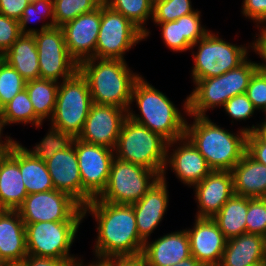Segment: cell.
I'll list each match as a JSON object with an SVG mask.
<instances>
[{
    "mask_svg": "<svg viewBox=\"0 0 266 266\" xmlns=\"http://www.w3.org/2000/svg\"><path fill=\"white\" fill-rule=\"evenodd\" d=\"M258 68V62L247 58L237 68L224 73L226 102L236 95L246 93L249 81Z\"/></svg>",
    "mask_w": 266,
    "mask_h": 266,
    "instance_id": "obj_36",
    "label": "cell"
},
{
    "mask_svg": "<svg viewBox=\"0 0 266 266\" xmlns=\"http://www.w3.org/2000/svg\"><path fill=\"white\" fill-rule=\"evenodd\" d=\"M166 179V175H161L139 201L131 204L136 216L137 231L144 243L151 239V234L167 212L169 191Z\"/></svg>",
    "mask_w": 266,
    "mask_h": 266,
    "instance_id": "obj_17",
    "label": "cell"
},
{
    "mask_svg": "<svg viewBox=\"0 0 266 266\" xmlns=\"http://www.w3.org/2000/svg\"><path fill=\"white\" fill-rule=\"evenodd\" d=\"M74 147L82 180V207L99 197L105 190L113 159L114 150L74 139Z\"/></svg>",
    "mask_w": 266,
    "mask_h": 266,
    "instance_id": "obj_11",
    "label": "cell"
},
{
    "mask_svg": "<svg viewBox=\"0 0 266 266\" xmlns=\"http://www.w3.org/2000/svg\"><path fill=\"white\" fill-rule=\"evenodd\" d=\"M201 11L184 15L175 21L154 23L161 29V38L166 47L173 52H186L190 50L198 40L202 39L208 30L201 21Z\"/></svg>",
    "mask_w": 266,
    "mask_h": 266,
    "instance_id": "obj_23",
    "label": "cell"
},
{
    "mask_svg": "<svg viewBox=\"0 0 266 266\" xmlns=\"http://www.w3.org/2000/svg\"><path fill=\"white\" fill-rule=\"evenodd\" d=\"M55 190L66 193L82 206V180L73 144L45 161Z\"/></svg>",
    "mask_w": 266,
    "mask_h": 266,
    "instance_id": "obj_21",
    "label": "cell"
},
{
    "mask_svg": "<svg viewBox=\"0 0 266 266\" xmlns=\"http://www.w3.org/2000/svg\"><path fill=\"white\" fill-rule=\"evenodd\" d=\"M265 239V254H266V236L264 237Z\"/></svg>",
    "mask_w": 266,
    "mask_h": 266,
    "instance_id": "obj_58",
    "label": "cell"
},
{
    "mask_svg": "<svg viewBox=\"0 0 266 266\" xmlns=\"http://www.w3.org/2000/svg\"><path fill=\"white\" fill-rule=\"evenodd\" d=\"M188 95L189 115L209 116L207 111L224 107L226 103L224 74L206 79H199Z\"/></svg>",
    "mask_w": 266,
    "mask_h": 266,
    "instance_id": "obj_27",
    "label": "cell"
},
{
    "mask_svg": "<svg viewBox=\"0 0 266 266\" xmlns=\"http://www.w3.org/2000/svg\"><path fill=\"white\" fill-rule=\"evenodd\" d=\"M21 35L18 20L0 13V55H3Z\"/></svg>",
    "mask_w": 266,
    "mask_h": 266,
    "instance_id": "obj_43",
    "label": "cell"
},
{
    "mask_svg": "<svg viewBox=\"0 0 266 266\" xmlns=\"http://www.w3.org/2000/svg\"><path fill=\"white\" fill-rule=\"evenodd\" d=\"M25 224L36 222L83 221V207L58 190L31 193L17 209Z\"/></svg>",
    "mask_w": 266,
    "mask_h": 266,
    "instance_id": "obj_12",
    "label": "cell"
},
{
    "mask_svg": "<svg viewBox=\"0 0 266 266\" xmlns=\"http://www.w3.org/2000/svg\"><path fill=\"white\" fill-rule=\"evenodd\" d=\"M136 103L140 115L131 108ZM181 111H184L181 113ZM181 111L165 93L156 89L142 75L135 82L128 118L160 134L168 142L185 137L188 112V95Z\"/></svg>",
    "mask_w": 266,
    "mask_h": 266,
    "instance_id": "obj_2",
    "label": "cell"
},
{
    "mask_svg": "<svg viewBox=\"0 0 266 266\" xmlns=\"http://www.w3.org/2000/svg\"><path fill=\"white\" fill-rule=\"evenodd\" d=\"M37 17V21L42 19H50L47 22L42 23L40 29L38 28H29L27 26L31 22H35ZM48 17V18H47ZM35 18V19H34ZM35 20V21H34ZM19 28L21 34H35L40 31H44L55 27V18H54V9H53V0H34L31 1L27 7L24 9L21 18L18 20Z\"/></svg>",
    "mask_w": 266,
    "mask_h": 266,
    "instance_id": "obj_34",
    "label": "cell"
},
{
    "mask_svg": "<svg viewBox=\"0 0 266 266\" xmlns=\"http://www.w3.org/2000/svg\"><path fill=\"white\" fill-rule=\"evenodd\" d=\"M59 83L46 79L26 81L25 88L29 94L35 115L42 121L50 120L56 105Z\"/></svg>",
    "mask_w": 266,
    "mask_h": 266,
    "instance_id": "obj_31",
    "label": "cell"
},
{
    "mask_svg": "<svg viewBox=\"0 0 266 266\" xmlns=\"http://www.w3.org/2000/svg\"><path fill=\"white\" fill-rule=\"evenodd\" d=\"M234 194L247 198H266V165L247 152L232 169Z\"/></svg>",
    "mask_w": 266,
    "mask_h": 266,
    "instance_id": "obj_26",
    "label": "cell"
},
{
    "mask_svg": "<svg viewBox=\"0 0 266 266\" xmlns=\"http://www.w3.org/2000/svg\"><path fill=\"white\" fill-rule=\"evenodd\" d=\"M263 113H264L265 119L263 120V122H261L259 124H266V110Z\"/></svg>",
    "mask_w": 266,
    "mask_h": 266,
    "instance_id": "obj_55",
    "label": "cell"
},
{
    "mask_svg": "<svg viewBox=\"0 0 266 266\" xmlns=\"http://www.w3.org/2000/svg\"><path fill=\"white\" fill-rule=\"evenodd\" d=\"M219 33L211 30L194 45H192V58L194 65L191 69L193 83L199 79L220 76L227 71L237 68L250 55L253 50V42L247 46L237 45L221 38ZM196 47V52L193 51Z\"/></svg>",
    "mask_w": 266,
    "mask_h": 266,
    "instance_id": "obj_6",
    "label": "cell"
},
{
    "mask_svg": "<svg viewBox=\"0 0 266 266\" xmlns=\"http://www.w3.org/2000/svg\"><path fill=\"white\" fill-rule=\"evenodd\" d=\"M82 221L36 222L25 224L28 254L73 261L70 253Z\"/></svg>",
    "mask_w": 266,
    "mask_h": 266,
    "instance_id": "obj_9",
    "label": "cell"
},
{
    "mask_svg": "<svg viewBox=\"0 0 266 266\" xmlns=\"http://www.w3.org/2000/svg\"><path fill=\"white\" fill-rule=\"evenodd\" d=\"M5 266H26L24 262H8Z\"/></svg>",
    "mask_w": 266,
    "mask_h": 266,
    "instance_id": "obj_54",
    "label": "cell"
},
{
    "mask_svg": "<svg viewBox=\"0 0 266 266\" xmlns=\"http://www.w3.org/2000/svg\"><path fill=\"white\" fill-rule=\"evenodd\" d=\"M193 227L186 228L190 253L204 266H218L227 238L212 218L195 217Z\"/></svg>",
    "mask_w": 266,
    "mask_h": 266,
    "instance_id": "obj_18",
    "label": "cell"
},
{
    "mask_svg": "<svg viewBox=\"0 0 266 266\" xmlns=\"http://www.w3.org/2000/svg\"><path fill=\"white\" fill-rule=\"evenodd\" d=\"M254 108L264 112L266 110V71L258 68L252 75L246 93Z\"/></svg>",
    "mask_w": 266,
    "mask_h": 266,
    "instance_id": "obj_41",
    "label": "cell"
},
{
    "mask_svg": "<svg viewBox=\"0 0 266 266\" xmlns=\"http://www.w3.org/2000/svg\"><path fill=\"white\" fill-rule=\"evenodd\" d=\"M264 263H266L264 236L244 233L227 240L218 266H259Z\"/></svg>",
    "mask_w": 266,
    "mask_h": 266,
    "instance_id": "obj_25",
    "label": "cell"
},
{
    "mask_svg": "<svg viewBox=\"0 0 266 266\" xmlns=\"http://www.w3.org/2000/svg\"><path fill=\"white\" fill-rule=\"evenodd\" d=\"M168 167L188 188L202 181L212 171L206 159L186 137L168 142L162 175H166Z\"/></svg>",
    "mask_w": 266,
    "mask_h": 266,
    "instance_id": "obj_15",
    "label": "cell"
},
{
    "mask_svg": "<svg viewBox=\"0 0 266 266\" xmlns=\"http://www.w3.org/2000/svg\"><path fill=\"white\" fill-rule=\"evenodd\" d=\"M111 266H145L142 256L111 257Z\"/></svg>",
    "mask_w": 266,
    "mask_h": 266,
    "instance_id": "obj_49",
    "label": "cell"
},
{
    "mask_svg": "<svg viewBox=\"0 0 266 266\" xmlns=\"http://www.w3.org/2000/svg\"><path fill=\"white\" fill-rule=\"evenodd\" d=\"M104 3L137 26L145 40L149 37L151 32L145 26L153 17V0H104Z\"/></svg>",
    "mask_w": 266,
    "mask_h": 266,
    "instance_id": "obj_33",
    "label": "cell"
},
{
    "mask_svg": "<svg viewBox=\"0 0 266 266\" xmlns=\"http://www.w3.org/2000/svg\"><path fill=\"white\" fill-rule=\"evenodd\" d=\"M258 33L254 36L253 42V52L259 55L262 62H259V68L266 71V29L263 26H259Z\"/></svg>",
    "mask_w": 266,
    "mask_h": 266,
    "instance_id": "obj_48",
    "label": "cell"
},
{
    "mask_svg": "<svg viewBox=\"0 0 266 266\" xmlns=\"http://www.w3.org/2000/svg\"><path fill=\"white\" fill-rule=\"evenodd\" d=\"M168 141L160 134L126 118L114 148L115 158L128 161L162 175Z\"/></svg>",
    "mask_w": 266,
    "mask_h": 266,
    "instance_id": "obj_5",
    "label": "cell"
},
{
    "mask_svg": "<svg viewBox=\"0 0 266 266\" xmlns=\"http://www.w3.org/2000/svg\"><path fill=\"white\" fill-rule=\"evenodd\" d=\"M100 24L101 5L61 27L68 53L78 64L86 59L95 58Z\"/></svg>",
    "mask_w": 266,
    "mask_h": 266,
    "instance_id": "obj_16",
    "label": "cell"
},
{
    "mask_svg": "<svg viewBox=\"0 0 266 266\" xmlns=\"http://www.w3.org/2000/svg\"><path fill=\"white\" fill-rule=\"evenodd\" d=\"M3 58L26 81L40 79L38 51L33 35L22 34L3 54Z\"/></svg>",
    "mask_w": 266,
    "mask_h": 266,
    "instance_id": "obj_28",
    "label": "cell"
},
{
    "mask_svg": "<svg viewBox=\"0 0 266 266\" xmlns=\"http://www.w3.org/2000/svg\"><path fill=\"white\" fill-rule=\"evenodd\" d=\"M127 114L123 108L93 103L78 139L114 150Z\"/></svg>",
    "mask_w": 266,
    "mask_h": 266,
    "instance_id": "obj_14",
    "label": "cell"
},
{
    "mask_svg": "<svg viewBox=\"0 0 266 266\" xmlns=\"http://www.w3.org/2000/svg\"><path fill=\"white\" fill-rule=\"evenodd\" d=\"M142 259L145 266H175L191 256L186 229L164 234L144 243Z\"/></svg>",
    "mask_w": 266,
    "mask_h": 266,
    "instance_id": "obj_20",
    "label": "cell"
},
{
    "mask_svg": "<svg viewBox=\"0 0 266 266\" xmlns=\"http://www.w3.org/2000/svg\"><path fill=\"white\" fill-rule=\"evenodd\" d=\"M5 126V122L0 114V155L8 153L13 147V145L17 142L12 137H10V135H6L5 138L4 136H2L4 135L3 130ZM2 138H4V140H2Z\"/></svg>",
    "mask_w": 266,
    "mask_h": 266,
    "instance_id": "obj_50",
    "label": "cell"
},
{
    "mask_svg": "<svg viewBox=\"0 0 266 266\" xmlns=\"http://www.w3.org/2000/svg\"><path fill=\"white\" fill-rule=\"evenodd\" d=\"M104 0H53L55 27H62L79 15L98 8Z\"/></svg>",
    "mask_w": 266,
    "mask_h": 266,
    "instance_id": "obj_37",
    "label": "cell"
},
{
    "mask_svg": "<svg viewBox=\"0 0 266 266\" xmlns=\"http://www.w3.org/2000/svg\"><path fill=\"white\" fill-rule=\"evenodd\" d=\"M33 36L38 51L40 79L60 83L78 70V63L68 53L61 27H52Z\"/></svg>",
    "mask_w": 266,
    "mask_h": 266,
    "instance_id": "obj_13",
    "label": "cell"
},
{
    "mask_svg": "<svg viewBox=\"0 0 266 266\" xmlns=\"http://www.w3.org/2000/svg\"><path fill=\"white\" fill-rule=\"evenodd\" d=\"M74 139L75 138L69 133L50 126L48 132L39 143H35L36 145L31 149H28L27 147L25 148L32 155L45 162L52 158L56 152L70 147L73 144Z\"/></svg>",
    "mask_w": 266,
    "mask_h": 266,
    "instance_id": "obj_35",
    "label": "cell"
},
{
    "mask_svg": "<svg viewBox=\"0 0 266 266\" xmlns=\"http://www.w3.org/2000/svg\"><path fill=\"white\" fill-rule=\"evenodd\" d=\"M246 233L266 236V198H249Z\"/></svg>",
    "mask_w": 266,
    "mask_h": 266,
    "instance_id": "obj_40",
    "label": "cell"
},
{
    "mask_svg": "<svg viewBox=\"0 0 266 266\" xmlns=\"http://www.w3.org/2000/svg\"><path fill=\"white\" fill-rule=\"evenodd\" d=\"M19 167L28 194L55 189L44 161L32 155L19 143Z\"/></svg>",
    "mask_w": 266,
    "mask_h": 266,
    "instance_id": "obj_30",
    "label": "cell"
},
{
    "mask_svg": "<svg viewBox=\"0 0 266 266\" xmlns=\"http://www.w3.org/2000/svg\"><path fill=\"white\" fill-rule=\"evenodd\" d=\"M28 193L19 167V141L0 155V209L17 210Z\"/></svg>",
    "mask_w": 266,
    "mask_h": 266,
    "instance_id": "obj_22",
    "label": "cell"
},
{
    "mask_svg": "<svg viewBox=\"0 0 266 266\" xmlns=\"http://www.w3.org/2000/svg\"><path fill=\"white\" fill-rule=\"evenodd\" d=\"M4 61L3 55H0V64Z\"/></svg>",
    "mask_w": 266,
    "mask_h": 266,
    "instance_id": "obj_57",
    "label": "cell"
},
{
    "mask_svg": "<svg viewBox=\"0 0 266 266\" xmlns=\"http://www.w3.org/2000/svg\"><path fill=\"white\" fill-rule=\"evenodd\" d=\"M242 16L255 23V27L263 26L266 22V0H243Z\"/></svg>",
    "mask_w": 266,
    "mask_h": 266,
    "instance_id": "obj_44",
    "label": "cell"
},
{
    "mask_svg": "<svg viewBox=\"0 0 266 266\" xmlns=\"http://www.w3.org/2000/svg\"><path fill=\"white\" fill-rule=\"evenodd\" d=\"M246 152L256 161L266 165V142L255 132L247 133Z\"/></svg>",
    "mask_w": 266,
    "mask_h": 266,
    "instance_id": "obj_45",
    "label": "cell"
},
{
    "mask_svg": "<svg viewBox=\"0 0 266 266\" xmlns=\"http://www.w3.org/2000/svg\"><path fill=\"white\" fill-rule=\"evenodd\" d=\"M185 137L206 159L212 170L232 171L246 152L247 132L241 128L235 134L212 122L209 116L188 115Z\"/></svg>",
    "mask_w": 266,
    "mask_h": 266,
    "instance_id": "obj_3",
    "label": "cell"
},
{
    "mask_svg": "<svg viewBox=\"0 0 266 266\" xmlns=\"http://www.w3.org/2000/svg\"><path fill=\"white\" fill-rule=\"evenodd\" d=\"M242 130H244L247 133L255 132L264 142H266V124H259L256 125L242 127Z\"/></svg>",
    "mask_w": 266,
    "mask_h": 266,
    "instance_id": "obj_52",
    "label": "cell"
},
{
    "mask_svg": "<svg viewBox=\"0 0 266 266\" xmlns=\"http://www.w3.org/2000/svg\"><path fill=\"white\" fill-rule=\"evenodd\" d=\"M191 0H153V23L175 21L178 18L193 13Z\"/></svg>",
    "mask_w": 266,
    "mask_h": 266,
    "instance_id": "obj_38",
    "label": "cell"
},
{
    "mask_svg": "<svg viewBox=\"0 0 266 266\" xmlns=\"http://www.w3.org/2000/svg\"><path fill=\"white\" fill-rule=\"evenodd\" d=\"M25 84L26 80L6 61L0 64V110L25 89Z\"/></svg>",
    "mask_w": 266,
    "mask_h": 266,
    "instance_id": "obj_39",
    "label": "cell"
},
{
    "mask_svg": "<svg viewBox=\"0 0 266 266\" xmlns=\"http://www.w3.org/2000/svg\"><path fill=\"white\" fill-rule=\"evenodd\" d=\"M225 114L233 121H246L256 112L252 102L246 94L236 95L230 98L223 107Z\"/></svg>",
    "mask_w": 266,
    "mask_h": 266,
    "instance_id": "obj_42",
    "label": "cell"
},
{
    "mask_svg": "<svg viewBox=\"0 0 266 266\" xmlns=\"http://www.w3.org/2000/svg\"><path fill=\"white\" fill-rule=\"evenodd\" d=\"M144 33L123 14L101 4V24L95 58L125 60V54L144 41Z\"/></svg>",
    "mask_w": 266,
    "mask_h": 266,
    "instance_id": "obj_10",
    "label": "cell"
},
{
    "mask_svg": "<svg viewBox=\"0 0 266 266\" xmlns=\"http://www.w3.org/2000/svg\"><path fill=\"white\" fill-rule=\"evenodd\" d=\"M25 223L17 210L0 209V258L23 262L27 256Z\"/></svg>",
    "mask_w": 266,
    "mask_h": 266,
    "instance_id": "obj_24",
    "label": "cell"
},
{
    "mask_svg": "<svg viewBox=\"0 0 266 266\" xmlns=\"http://www.w3.org/2000/svg\"><path fill=\"white\" fill-rule=\"evenodd\" d=\"M249 198L233 194L212 218L227 239L246 233Z\"/></svg>",
    "mask_w": 266,
    "mask_h": 266,
    "instance_id": "obj_29",
    "label": "cell"
},
{
    "mask_svg": "<svg viewBox=\"0 0 266 266\" xmlns=\"http://www.w3.org/2000/svg\"><path fill=\"white\" fill-rule=\"evenodd\" d=\"M30 0H0V13L19 20Z\"/></svg>",
    "mask_w": 266,
    "mask_h": 266,
    "instance_id": "obj_46",
    "label": "cell"
},
{
    "mask_svg": "<svg viewBox=\"0 0 266 266\" xmlns=\"http://www.w3.org/2000/svg\"><path fill=\"white\" fill-rule=\"evenodd\" d=\"M26 266H72L73 261L68 259H55L49 257H39L31 254L23 259Z\"/></svg>",
    "mask_w": 266,
    "mask_h": 266,
    "instance_id": "obj_47",
    "label": "cell"
},
{
    "mask_svg": "<svg viewBox=\"0 0 266 266\" xmlns=\"http://www.w3.org/2000/svg\"><path fill=\"white\" fill-rule=\"evenodd\" d=\"M90 214L96 222L97 238L93 255L102 257L141 256L144 242L137 231L132 205L112 204L92 199L83 207L84 219Z\"/></svg>",
    "mask_w": 266,
    "mask_h": 266,
    "instance_id": "obj_1",
    "label": "cell"
},
{
    "mask_svg": "<svg viewBox=\"0 0 266 266\" xmlns=\"http://www.w3.org/2000/svg\"><path fill=\"white\" fill-rule=\"evenodd\" d=\"M160 177L156 171L114 158L107 186L98 198L112 204L131 205L139 201Z\"/></svg>",
    "mask_w": 266,
    "mask_h": 266,
    "instance_id": "obj_8",
    "label": "cell"
},
{
    "mask_svg": "<svg viewBox=\"0 0 266 266\" xmlns=\"http://www.w3.org/2000/svg\"><path fill=\"white\" fill-rule=\"evenodd\" d=\"M0 266H5V262L0 258Z\"/></svg>",
    "mask_w": 266,
    "mask_h": 266,
    "instance_id": "obj_56",
    "label": "cell"
},
{
    "mask_svg": "<svg viewBox=\"0 0 266 266\" xmlns=\"http://www.w3.org/2000/svg\"><path fill=\"white\" fill-rule=\"evenodd\" d=\"M0 114L6 126L15 123L24 124V126L32 124V127L34 125L35 128H41L43 125V122L35 115L26 88L12 98V100L0 110Z\"/></svg>",
    "mask_w": 266,
    "mask_h": 266,
    "instance_id": "obj_32",
    "label": "cell"
},
{
    "mask_svg": "<svg viewBox=\"0 0 266 266\" xmlns=\"http://www.w3.org/2000/svg\"><path fill=\"white\" fill-rule=\"evenodd\" d=\"M192 188L198 208L195 217L213 218L234 194L232 172L212 170Z\"/></svg>",
    "mask_w": 266,
    "mask_h": 266,
    "instance_id": "obj_19",
    "label": "cell"
},
{
    "mask_svg": "<svg viewBox=\"0 0 266 266\" xmlns=\"http://www.w3.org/2000/svg\"><path fill=\"white\" fill-rule=\"evenodd\" d=\"M93 104L86 78L77 70L59 83L56 105L50 125L74 138L81 134Z\"/></svg>",
    "mask_w": 266,
    "mask_h": 266,
    "instance_id": "obj_7",
    "label": "cell"
},
{
    "mask_svg": "<svg viewBox=\"0 0 266 266\" xmlns=\"http://www.w3.org/2000/svg\"><path fill=\"white\" fill-rule=\"evenodd\" d=\"M126 62L89 58L78 64V70L87 80L93 103L128 111L134 84L141 74L131 70Z\"/></svg>",
    "mask_w": 266,
    "mask_h": 266,
    "instance_id": "obj_4",
    "label": "cell"
},
{
    "mask_svg": "<svg viewBox=\"0 0 266 266\" xmlns=\"http://www.w3.org/2000/svg\"><path fill=\"white\" fill-rule=\"evenodd\" d=\"M171 266V265H170ZM175 266H204L192 255L184 260H181Z\"/></svg>",
    "mask_w": 266,
    "mask_h": 266,
    "instance_id": "obj_53",
    "label": "cell"
},
{
    "mask_svg": "<svg viewBox=\"0 0 266 266\" xmlns=\"http://www.w3.org/2000/svg\"><path fill=\"white\" fill-rule=\"evenodd\" d=\"M96 259L93 258V261L85 264L82 257H77L73 260L72 266H111V257H102L94 255ZM82 258V259H80ZM96 260V261H94Z\"/></svg>",
    "mask_w": 266,
    "mask_h": 266,
    "instance_id": "obj_51",
    "label": "cell"
}]
</instances>
